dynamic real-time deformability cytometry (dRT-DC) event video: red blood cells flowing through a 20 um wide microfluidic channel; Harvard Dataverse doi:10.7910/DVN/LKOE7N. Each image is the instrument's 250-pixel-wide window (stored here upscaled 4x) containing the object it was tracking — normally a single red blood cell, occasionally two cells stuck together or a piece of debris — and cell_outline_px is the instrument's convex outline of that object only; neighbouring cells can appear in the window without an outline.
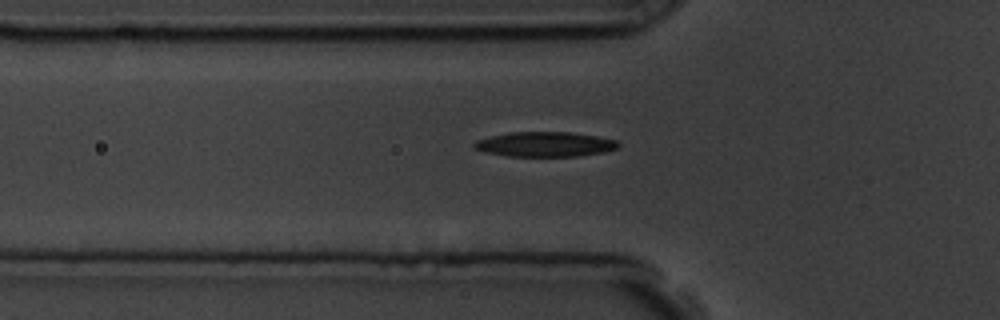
{"species": "common noctule bat (a hibernating species)", "species_latin": "Nyctalus noctula", "temperature_condition": "room temperature", "stored_images_in_passage": 43, "camera_frame_rate_fps": 3000, "um_per_image_px": 0.085, "animal": {"sex": "male", "body_mass_g": 19.5, "forearm_length_mm": 54.6}, "frame": {"image": 1, "passage_image": 7, "time_ms": 2.0, "image_size_px": [1000, 320], "cell_outline_px": [[620, 144], [616, 148], [604, 152], [580, 156], [508, 156], [484, 152], [476, 148], [472, 144], [476, 140], [508, 132], [568, 132], [596, 136], [616, 140]], "centroid_in_image_um": [46.31, 12.26], "position_along_channel_um": 79.5, "area_um2": 20.75}}
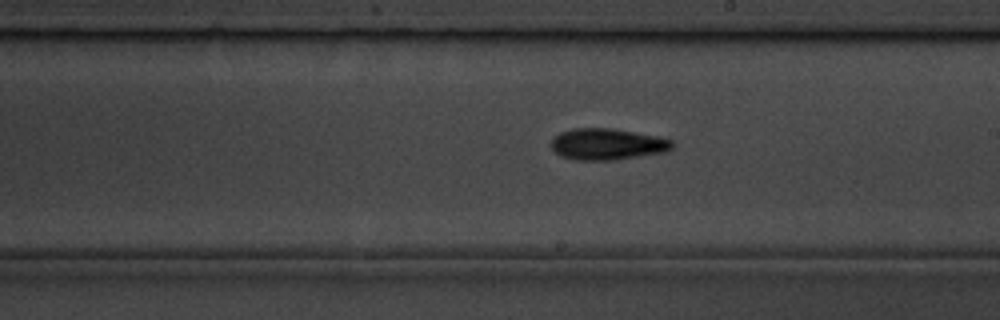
{"frame": {"image": 2, "passage_image": 20, "time_ms": 6.333, "image_size_px": [1000, 320], "cell_outline_px": [[672, 148], [664, 152], [612, 160], [576, 160], [560, 156], [552, 148], [552, 140], [560, 132], [572, 128], [612, 128], [660, 136], [672, 140]], "centroid_in_image_um": [51.62, 12.24], "position_along_channel_um": 237.4, "area_um2": 22.08}}
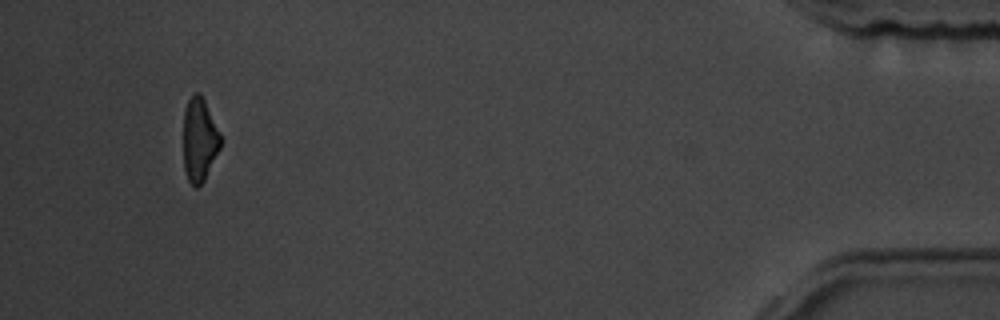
{"frame": {"image": 3, "passage_image": 41, "time_ms": 13.333, "image_size_px": [1000, 320], "cell_outline_px": [[224, 140], [204, 180], [196, 188], [188, 180], [184, 168], [184, 108], [188, 100], [196, 92], [200, 92]], "centroid_in_image_um": [16.97, 11.87], "position_along_channel_um": 418.2, "area_um2": 18.09}}